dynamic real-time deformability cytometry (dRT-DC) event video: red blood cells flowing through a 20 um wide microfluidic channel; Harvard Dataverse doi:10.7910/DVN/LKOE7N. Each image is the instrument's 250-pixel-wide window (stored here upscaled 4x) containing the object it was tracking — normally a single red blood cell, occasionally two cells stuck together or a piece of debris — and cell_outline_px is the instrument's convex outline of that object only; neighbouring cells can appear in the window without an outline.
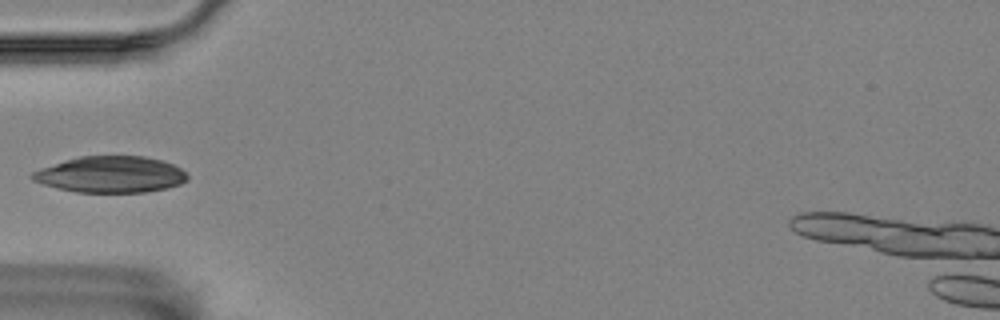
{"species": "Egyptian fruit bat (a non-hibernating species)", "species_latin": "Rousettus aegyptiacus", "temperature_condition": "room temperature", "stored_images_in_passage": 6, "camera_frame_rate_fps": 3000, "um_per_image_px": 0.085, "animal": {"sex": "female"}, "frame": {"image": 1, "passage_image": 3, "time_ms": 0.667, "image_size_px": [1000, 320], "cell_outline_px": [[188, 180], [180, 184], [168, 188], [144, 192], [76, 192], [56, 188], [32, 180], [28, 176], [32, 172], [40, 168], [80, 156], [144, 156], [164, 160], [180, 168], [188, 176]], "centroid_in_image_um": [9.41, 14.83], "position_along_channel_um": 75.6, "area_um2": 32.89}}
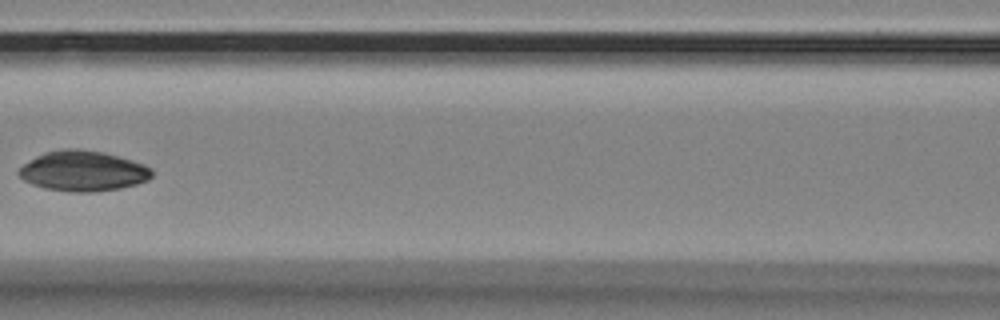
{"frame": {"image": 2, "passage_image": 5, "time_ms": 1.333, "image_size_px": [1000, 320], "cell_outline_px": [[152, 176], [148, 180], [136, 184], [120, 188], [92, 192], [72, 192], [44, 188], [32, 184], [24, 180], [16, 172], [24, 164], [36, 156], [44, 152], [64, 148], [68, 148], [104, 152], [132, 160], [144, 164], [152, 168]], "centroid_in_image_um": [7.06, 14.53], "position_along_channel_um": 159.5, "area_um2": 31.21}}
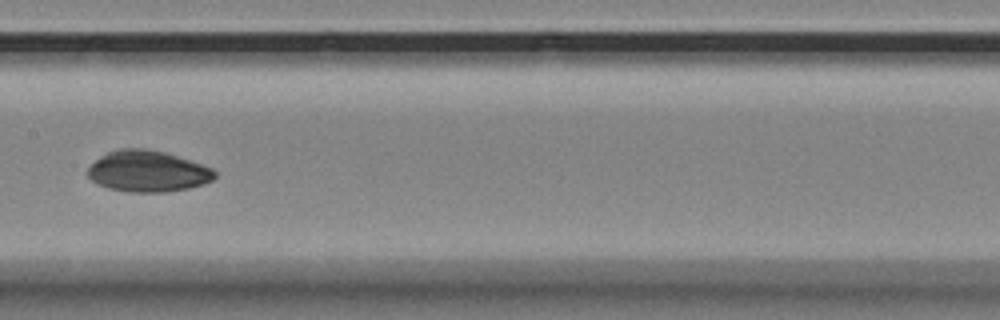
{"frame": {"image": 3, "passage_image": 6, "time_ms": 1.667, "image_size_px": [1000, 320], "cell_outline_px": [[216, 176], [212, 180], [204, 184], [188, 188], [164, 192], [128, 192], [108, 188], [96, 184], [88, 176], [88, 168], [100, 156], [108, 152], [120, 148], [144, 148], [164, 152], [212, 168], [216, 172]], "centroid_in_image_um": [12.54, 14.56], "position_along_channel_um": 194.9, "area_um2": 30.35}}